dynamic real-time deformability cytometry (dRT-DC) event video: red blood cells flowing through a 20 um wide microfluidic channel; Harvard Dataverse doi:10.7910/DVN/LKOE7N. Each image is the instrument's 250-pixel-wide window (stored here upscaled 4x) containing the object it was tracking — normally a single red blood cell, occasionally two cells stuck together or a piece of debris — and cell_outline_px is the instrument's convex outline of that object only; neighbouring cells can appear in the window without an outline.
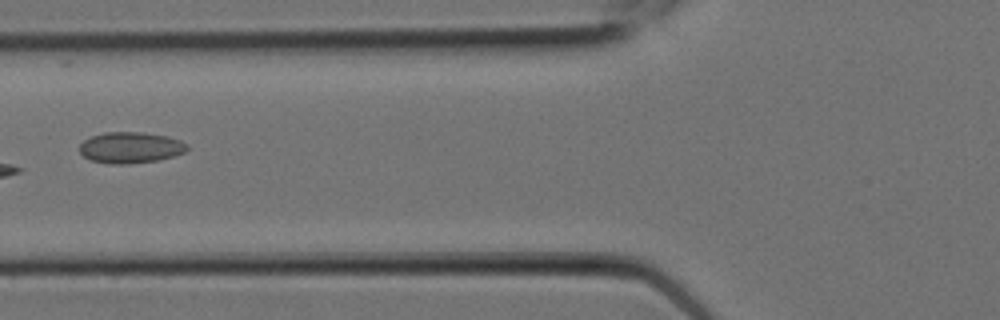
{"species": "Egyptian fruit bat (a non-hibernating species)", "species_latin": "Rousettus aegyptiacus", "temperature_condition": "room temperature", "stored_images_in_passage": 18, "camera_frame_rate_fps": 3000, "um_per_image_px": 0.085, "animal": {"sex": "female"}, "frame": {"image": 1, "passage_image": 7, "time_ms": 2.0, "image_size_px": [1000, 320], "cell_outline_px": [[188, 148], [184, 152], [160, 160], [128, 164], [108, 164], [92, 160], [84, 156], [80, 152], [80, 144], [84, 140], [92, 136], [104, 132], [144, 132], [168, 136], [180, 140], [188, 144]], "centroid_in_image_um": [11.11, 12.54], "position_along_channel_um": 114.7, "area_um2": 19.59}}
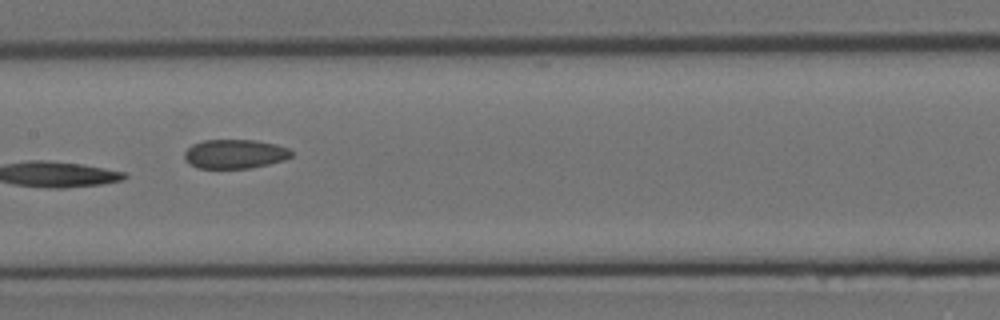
{"frame": {"image": 2, "passage_image": 9, "time_ms": 2.667, "image_size_px": [1000, 320], "cell_outline_px": [[292, 156], [284, 160], [252, 168], [196, 168], [188, 164], [184, 160], [184, 152], [192, 144], [204, 140], [256, 140], [276, 144], [288, 148], [292, 152]], "centroid_in_image_um": [19.93, 13.09], "position_along_channel_um": 187.5, "area_um2": 18.32}}